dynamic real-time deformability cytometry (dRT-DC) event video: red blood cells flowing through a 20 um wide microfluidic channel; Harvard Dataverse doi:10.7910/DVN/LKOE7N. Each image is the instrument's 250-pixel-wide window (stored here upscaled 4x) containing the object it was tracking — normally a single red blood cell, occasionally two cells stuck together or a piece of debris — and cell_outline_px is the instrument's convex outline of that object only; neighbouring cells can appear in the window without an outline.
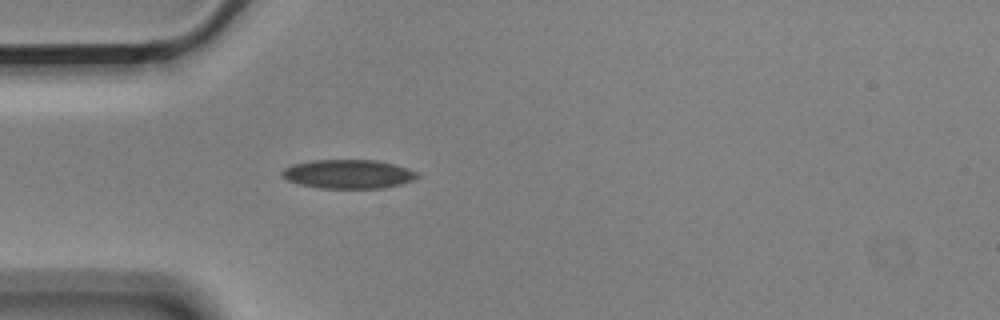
{"species": "Egyptian fruit bat (a non-hibernating species)", "species_latin": "Rousettus aegyptiacus", "temperature_condition": "cold", "stored_images_in_passage": 1, "camera_frame_rate_fps": 3000, "um_per_image_px": 0.085, "animal": {"sex": "male"}, "frame": {"image": 1, "passage_image": 1, "time_ms": 0.0, "image_size_px": [1000, 320], "cell_outline_px": [[420, 176], [412, 180], [400, 184], [384, 188], [316, 188], [300, 184], [288, 180], [280, 176], [280, 172], [284, 168], [292, 164], [312, 160], [376, 160], [396, 164], [420, 172]], "centroid_in_image_um": [29.61, 14.79], "position_along_channel_um": 55.4, "area_um2": 23.06}}